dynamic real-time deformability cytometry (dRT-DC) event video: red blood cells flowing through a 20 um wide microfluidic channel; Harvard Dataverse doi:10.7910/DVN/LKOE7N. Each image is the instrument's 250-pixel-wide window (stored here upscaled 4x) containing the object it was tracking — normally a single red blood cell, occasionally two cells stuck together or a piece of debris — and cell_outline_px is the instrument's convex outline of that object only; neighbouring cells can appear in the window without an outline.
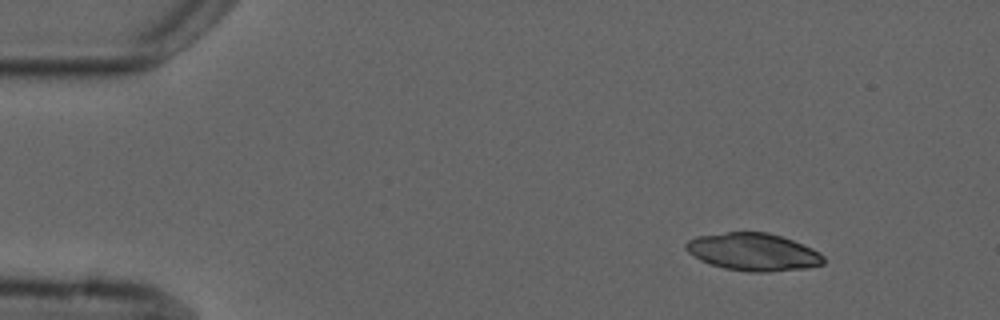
{"species": "common noctule bat (a hibernating species)", "species_latin": "Nyctalus noctula", "temperature_condition": "cold", "stored_images_in_passage": 3, "camera_frame_rate_fps": 3000, "um_per_image_px": 0.085, "animal": {"sex": "male", "forearm_length_mm": 52.5}, "frame": {"image": 1, "passage_image": 1, "time_ms": 0.0, "image_size_px": [1000, 320], "cell_outline_px": [[824, 264], [808, 268], [768, 272], [748, 272], [724, 268], [708, 264], [700, 260], [688, 252], [684, 248], [684, 244], [688, 240], [696, 236], [728, 232], [768, 232], [792, 240], [812, 248], [820, 252], [824, 256]], "centroid_in_image_um": [64.01, 21.42], "position_along_channel_um": 21.0, "area_um2": 30.35}}